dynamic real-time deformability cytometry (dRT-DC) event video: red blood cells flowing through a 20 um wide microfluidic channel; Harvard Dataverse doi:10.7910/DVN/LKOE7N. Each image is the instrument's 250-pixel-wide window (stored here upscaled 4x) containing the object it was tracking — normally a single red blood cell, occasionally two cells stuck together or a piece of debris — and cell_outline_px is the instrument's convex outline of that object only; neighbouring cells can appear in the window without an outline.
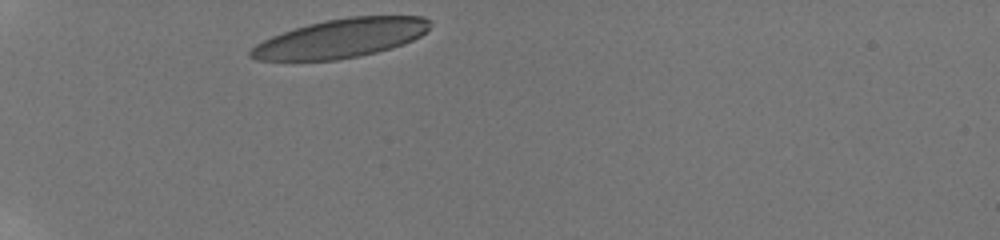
{"species": "human", "species_latin": "Homo sapiens", "temperature_condition": "room temperature", "stored_images_in_passage": 44, "camera_frame_rate_fps": 3000, "um_per_image_px": 0.085, "donor": {"sex": "male"}, "frame": {"image": 1, "passage_image": 1, "time_ms": 0.0, "image_size_px": [1000, 240], "cell_outline_px": [[432, 20], [428, 28], [420, 36], [404, 44], [392, 48], [360, 56], [336, 60], [256, 60], [248, 56], [248, 52], [256, 44], [272, 36], [308, 24], [324, 20], [348, 16], [424, 16]], "centroid_in_image_um": [28.99, 3.25], "position_along_channel_um": 56.0, "area_um2": 40.58}}
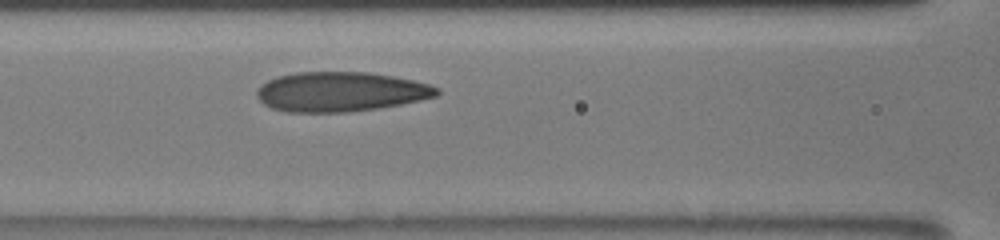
{"frame": {"image": 2, "passage_image": 11, "time_ms": 3.0, "image_size_px": [1000, 240], "cell_outline_px": [[440, 92], [436, 96], [420, 100], [400, 104], [376, 108], [348, 112], [288, 112], [272, 108], [264, 104], [256, 96], [256, 92], [268, 80], [280, 76], [296, 72], [368, 72], [392, 76], [412, 80], [428, 84], [440, 88]], "centroid_in_image_um": [28.96, 7.8], "position_along_channel_um": 137.6, "area_um2": 41.33}}
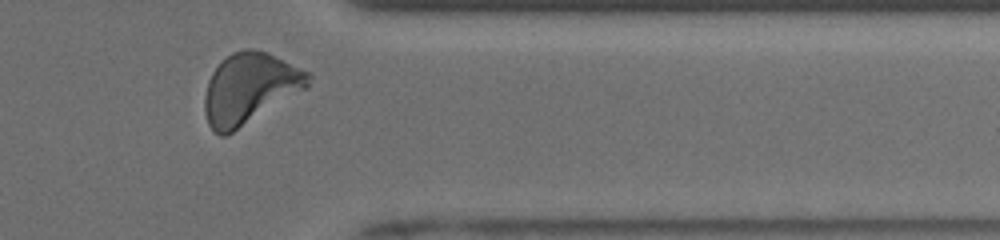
{"frame": {"image": 3, "passage_image": 43, "time_ms": 9.667, "image_size_px": [1000, 240], "cell_outline_px": [[312, 76], [308, 88], [232, 132], [224, 136], [220, 136], [208, 124], [204, 112], [204, 96], [208, 80], [212, 72], [232, 52], [244, 48], [252, 48], [268, 52], [312, 72]], "centroid_in_image_um": [21.26, 7.49], "position_along_channel_um": 390.1, "area_um2": 42.83}, "authors_computed_cell_mechanics": {"area_um2": 40.4311, "velocity_mm_per_s": 3.8302, "shape_relaxation_time_tau1_ms": 3.5614, "shape_relaxation_time_tau2_ms": 0.7715, "deformation_change_tau1": 0.1581, "deformation_change_tau2": 0.0652}}